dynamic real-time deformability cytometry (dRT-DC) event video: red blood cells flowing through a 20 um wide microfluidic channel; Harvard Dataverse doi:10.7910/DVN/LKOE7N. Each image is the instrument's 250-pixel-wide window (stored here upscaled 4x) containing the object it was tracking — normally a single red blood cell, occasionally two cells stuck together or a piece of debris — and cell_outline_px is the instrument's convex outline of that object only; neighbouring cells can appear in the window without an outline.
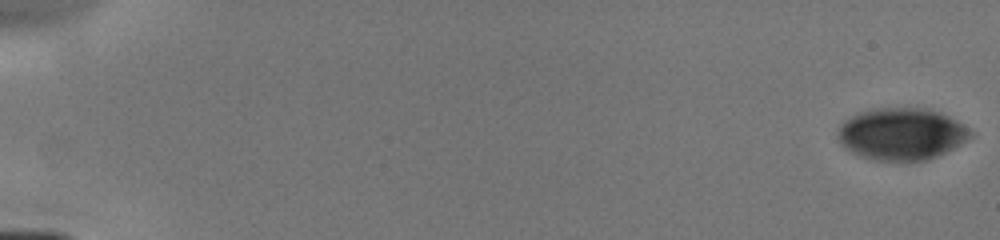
{"species": "human", "species_latin": "Homo sapiens", "temperature_condition": "cold", "stored_images_in_passage": 31, "camera_frame_rate_fps": 3000, "um_per_image_px": 0.085, "donor": {"sex": "male"}, "frame": {"image": 1, "passage_image": 1, "time_ms": 0.0, "image_size_px": [1000, 240], "cell_outline_px": [[972, 136], [952, 148], [928, 160], [908, 164], [872, 160], [860, 156], [844, 148], [840, 144], [836, 136], [840, 124], [844, 120], [856, 112], [872, 108], [928, 108], [948, 116], [956, 120], [972, 132]], "centroid_in_image_um": [76.55, 11.42], "position_along_channel_um": 8.4, "area_um2": 40.98}}
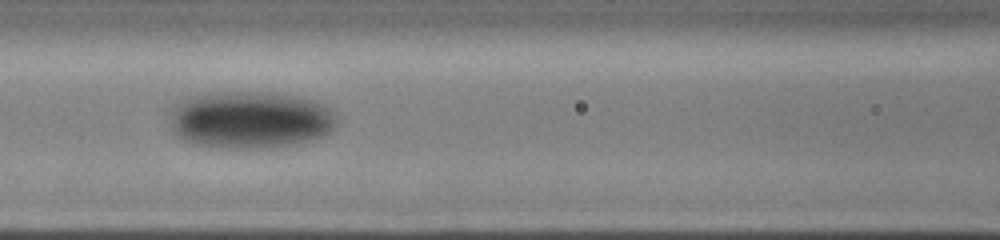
{"frame": {"image": 2, "passage_image": 16, "time_ms": 7.667, "image_size_px": [1000, 240], "cell_outline_px": [[336, 120], [332, 128], [328, 132], [316, 140], [292, 144], [264, 148], [220, 148], [192, 144], [184, 140], [172, 128], [172, 108], [176, 104], [192, 96], [208, 92], [260, 92], [296, 96], [324, 104], [336, 116]], "centroid_in_image_um": [21.26, 10.19], "position_along_channel_um": 145.3, "area_um2": 55.43}}
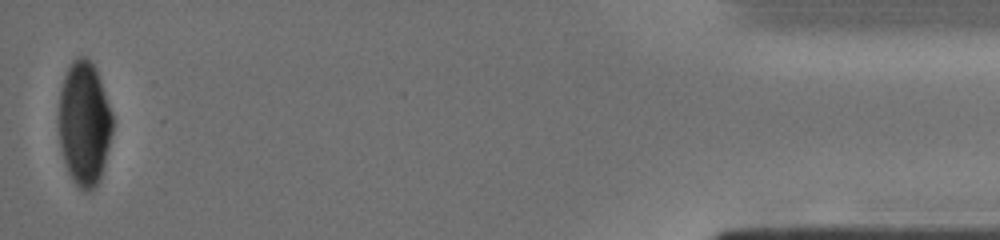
{"frame": {"image": 3, "passage_image": 31, "time_ms": 16.0, "image_size_px": [1000, 240], "cell_outline_px": [[112, 132], [100, 180], [88, 192], [84, 192], [72, 180], [68, 172], [64, 160], [60, 144], [56, 116], [60, 92], [64, 76], [72, 60], [76, 56], [84, 56], [96, 68], [112, 112]], "centroid_in_image_um": [7.13, 10.48], "position_along_channel_um": 428.1, "area_um2": 39.3}}